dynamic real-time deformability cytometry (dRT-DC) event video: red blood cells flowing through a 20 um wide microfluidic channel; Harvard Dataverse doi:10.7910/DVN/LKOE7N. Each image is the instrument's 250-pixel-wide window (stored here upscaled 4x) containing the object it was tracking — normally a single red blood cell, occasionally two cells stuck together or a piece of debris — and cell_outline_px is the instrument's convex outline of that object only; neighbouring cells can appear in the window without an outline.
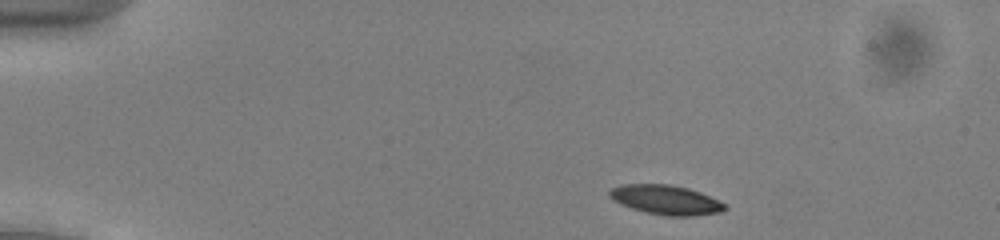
{"species": "common noctule bat (a hibernating species)", "species_latin": "Nyctalus noctula", "temperature_condition": "cold", "stored_images_in_passage": 45, "camera_frame_rate_fps": 3000, "um_per_image_px": 0.085, "animal": {"sex": "male", "body_mass_g": 13.0, "forearm_length_mm": 53.1}, "frame": {"image": 1, "passage_image": 2, "time_ms": 0.333, "image_size_px": [1000, 240], "cell_outline_px": [[728, 208], [720, 212], [692, 216], [668, 216], [648, 212], [632, 208], [620, 204], [612, 200], [608, 196], [608, 192], [612, 188], [620, 184], [668, 184], [688, 188], [700, 192], [728, 204]], "centroid_in_image_um": [56.6, 16.98], "position_along_channel_um": 28.4, "area_um2": 19.88}}
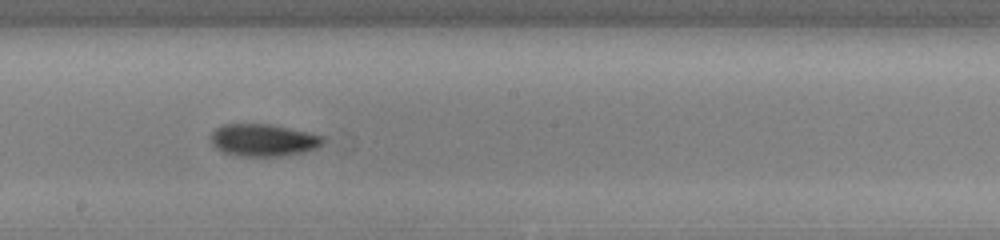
{"frame": {"image": 2, "passage_image": 23, "time_ms": 7.333, "image_size_px": [1000, 240], "cell_outline_px": [[324, 144], [316, 148], [304, 152], [284, 156], [244, 156], [224, 152], [216, 148], [212, 144], [212, 132], [216, 128], [224, 124], [268, 124], [288, 128], [324, 136]], "centroid_in_image_um": [22.41, 11.91], "position_along_channel_um": 225.8, "area_um2": 20.92}}
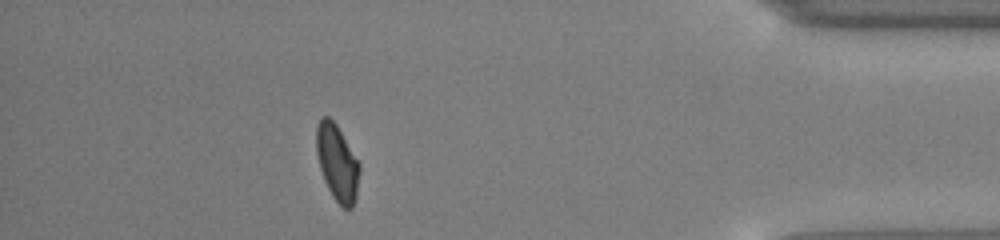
{"frame": {"image": 3, "passage_image": 40, "time_ms": 13.0, "image_size_px": [1000, 240], "cell_outline_px": [[360, 172], [356, 200], [352, 208], [344, 208], [332, 196], [324, 180], [320, 168], [316, 152], [316, 124], [320, 116], [328, 116], [336, 124], [360, 164]], "centroid_in_image_um": [28.66, 13.82], "position_along_channel_um": 406.5, "area_um2": 19.25}, "authors_computed_cell_mechanics": {"area_um2": 19.8832, "velocity_mm_per_s": 3.9358, "shape_relaxation_time_tau1_ms": 2.2969, "shape_relaxation_time_tau2_ms": 8.5113, "deformation_change_tau1": 0.0831, "deformation_change_tau2": 0.1147}}